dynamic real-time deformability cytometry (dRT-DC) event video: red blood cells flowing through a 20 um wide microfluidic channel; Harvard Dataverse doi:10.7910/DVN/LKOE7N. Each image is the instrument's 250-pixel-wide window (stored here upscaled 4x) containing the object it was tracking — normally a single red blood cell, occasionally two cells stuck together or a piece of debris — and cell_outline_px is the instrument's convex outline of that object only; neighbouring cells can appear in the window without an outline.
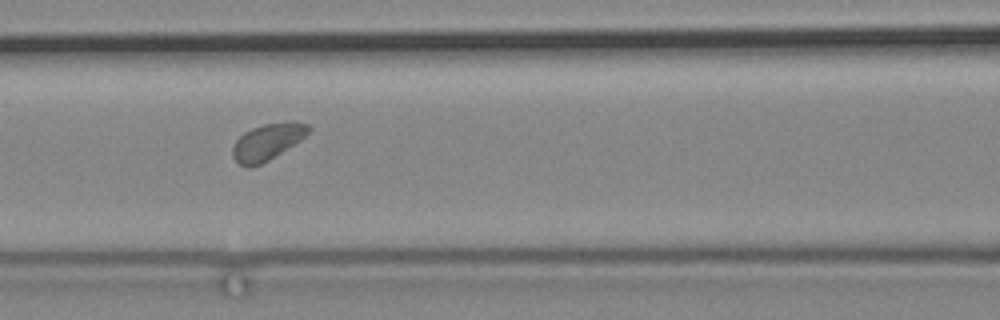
{"species": "common noctule bat (a hibernating species)", "species_latin": "Nyctalus noctula", "temperature_condition": "cold", "stored_images_in_passage": 7, "camera_frame_rate_fps": 3000, "um_per_image_px": 0.085, "animal": {"sex": "male", "body_mass_g": 19.2, "forearm_length_mm": 51.8}, "frame": {"image": 1, "passage_image": 3, "time_ms": 2.333, "image_size_px": [1000, 320], "cell_outline_px": [[312, 128], [300, 140], [268, 160], [252, 168], [248, 168], [240, 164], [232, 156], [232, 148], [236, 140], [244, 132], [252, 128], [264, 124], [292, 120], [296, 120], [308, 124]], "centroid_in_image_um": [22.73, 12.04], "position_along_channel_um": 143.9, "area_um2": 16.13}}
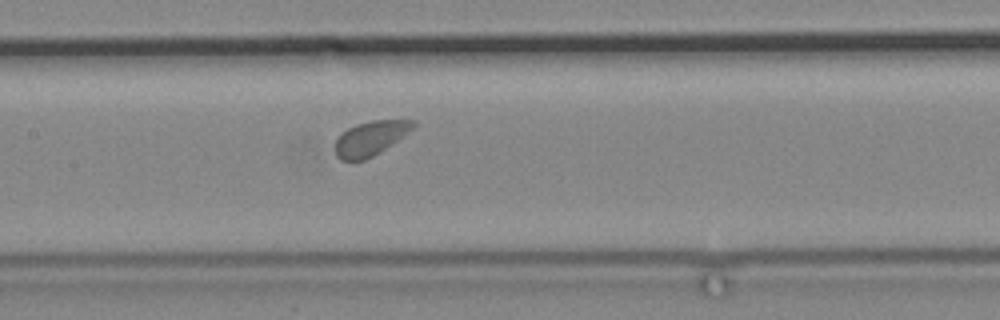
{"frame": {"image": 2, "passage_image": 4, "time_ms": 3.667, "image_size_px": [1000, 320], "cell_outline_px": [[416, 128], [392, 144], [372, 156], [364, 160], [340, 160], [336, 156], [336, 140], [348, 128], [356, 124], [372, 120], [416, 120]], "centroid_in_image_um": [31.54, 11.74], "position_along_channel_um": 175.9, "area_um2": 15.55}}
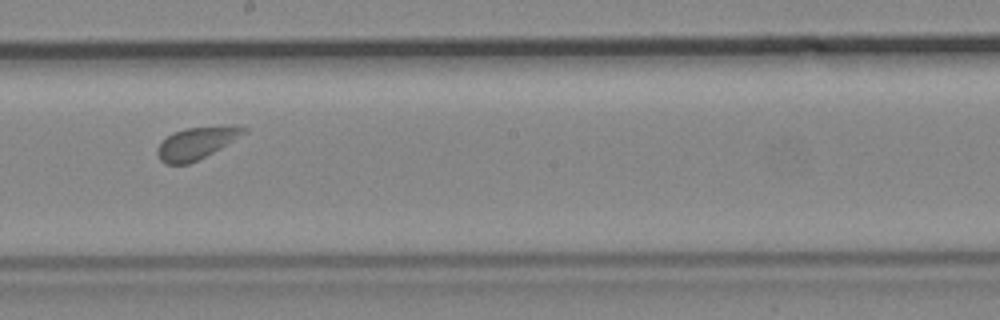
{"frame": {"image": 3, "passage_image": 6, "time_ms": 6.0, "image_size_px": [1000, 320], "cell_outline_px": [[248, 132], [220, 148], [188, 164], [168, 164], [160, 160], [156, 152], [156, 148], [172, 132], [184, 128], [232, 124], [236, 124], [248, 128]], "centroid_in_image_um": [16.74, 12.12], "position_along_channel_um": 231.5, "area_um2": 16.3}}